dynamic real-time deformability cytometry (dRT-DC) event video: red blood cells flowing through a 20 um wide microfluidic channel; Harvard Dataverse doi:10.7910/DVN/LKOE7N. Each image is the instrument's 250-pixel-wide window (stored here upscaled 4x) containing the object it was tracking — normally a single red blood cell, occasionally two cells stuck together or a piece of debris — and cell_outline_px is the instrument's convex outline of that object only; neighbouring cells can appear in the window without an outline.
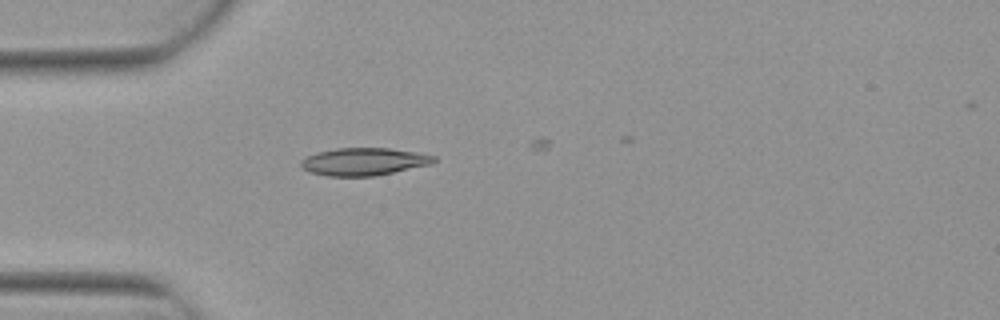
{"species": "Egyptian fruit bat (a non-hibernating species)", "species_latin": "Rousettus aegyptiacus", "temperature_condition": "warm", "stored_images_in_passage": 5, "camera_frame_rate_fps": 3000, "um_per_image_px": 0.085, "animal": {"sex": "female"}, "frame": {"image": 1, "passage_image": 5, "time_ms": 1.333, "image_size_px": [1000, 320], "cell_outline_px": [[436, 160], [432, 164], [372, 176], [328, 176], [312, 172], [304, 168], [300, 164], [300, 160], [316, 152], [336, 148], [388, 148], [420, 152], [436, 156]], "centroid_in_image_um": [30.96, 13.72], "position_along_channel_um": 54.0, "area_um2": 21.27}}